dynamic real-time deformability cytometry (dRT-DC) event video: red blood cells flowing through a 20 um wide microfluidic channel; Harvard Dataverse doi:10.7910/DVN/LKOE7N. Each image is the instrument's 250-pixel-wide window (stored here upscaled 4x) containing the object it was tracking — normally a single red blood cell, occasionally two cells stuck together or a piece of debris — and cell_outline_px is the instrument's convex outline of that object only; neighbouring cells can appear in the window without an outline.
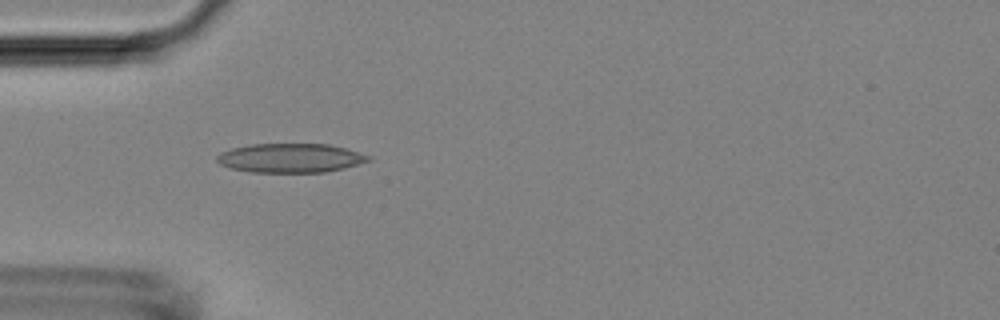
{"species": "Egyptian fruit bat (a non-hibernating species)", "species_latin": "Rousettus aegyptiacus", "temperature_condition": "room temperature", "stored_images_in_passage": 6, "camera_frame_rate_fps": 3000, "um_per_image_px": 0.085, "animal": {"sex": "female"}, "frame": {"image": 1, "passage_image": 4, "time_ms": 4.333, "image_size_px": [1000, 320], "cell_outline_px": [[372, 160], [344, 168], [324, 172], [252, 172], [228, 168], [220, 164], [216, 160], [216, 156], [220, 152], [232, 148], [252, 144], [328, 144], [344, 148], [372, 156]], "centroid_in_image_um": [24.67, 13.43], "position_along_channel_um": 60.3, "area_um2": 25.72}}